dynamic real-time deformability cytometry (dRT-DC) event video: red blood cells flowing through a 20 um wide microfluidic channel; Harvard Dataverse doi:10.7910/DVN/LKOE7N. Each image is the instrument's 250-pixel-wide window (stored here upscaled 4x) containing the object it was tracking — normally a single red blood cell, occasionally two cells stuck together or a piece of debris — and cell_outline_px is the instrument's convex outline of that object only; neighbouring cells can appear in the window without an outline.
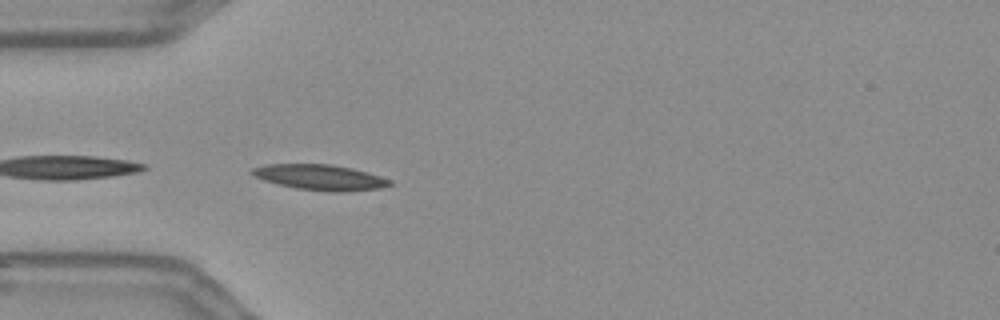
{"species": "Egyptian fruit bat (a non-hibernating species)", "species_latin": "Rousettus aegyptiacus", "temperature_condition": "warm", "stored_images_in_passage": 14, "camera_frame_rate_fps": 3000, "um_per_image_px": 0.085, "frame": {"image": 1, "passage_image": 1, "time_ms": 0.0, "image_size_px": [1000, 320], "cell_outline_px": [[396, 184], [380, 188], [344, 192], [328, 192], [296, 188], [264, 180], [248, 172], [252, 168], [268, 164], [332, 164], [352, 168], [368, 172], [392, 180]], "centroid_in_image_um": [27.27, 15.07], "position_along_channel_um": 57.7, "area_um2": 20.58}}
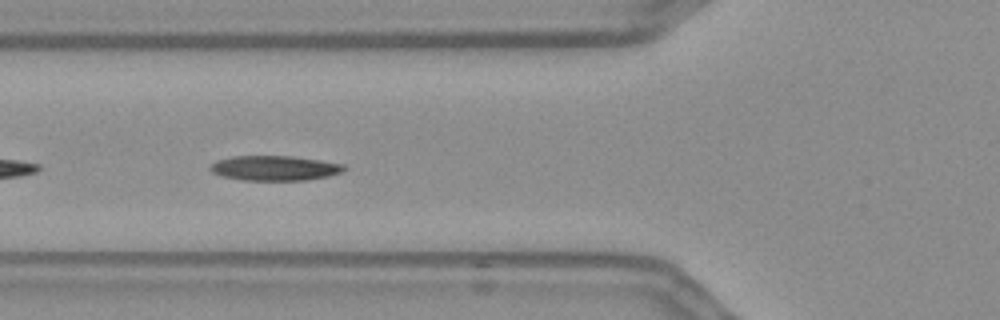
{"frame": {"image": 2, "passage_image": 5, "time_ms": 1.333, "image_size_px": [1000, 320], "cell_outline_px": [[348, 168], [340, 172], [328, 176], [304, 180], [244, 180], [220, 176], [212, 172], [208, 168], [216, 160], [232, 156], [292, 156], [320, 160], [344, 164]], "centroid_in_image_um": [23.32, 14.28], "position_along_channel_um": 102.5, "area_um2": 19.42}}
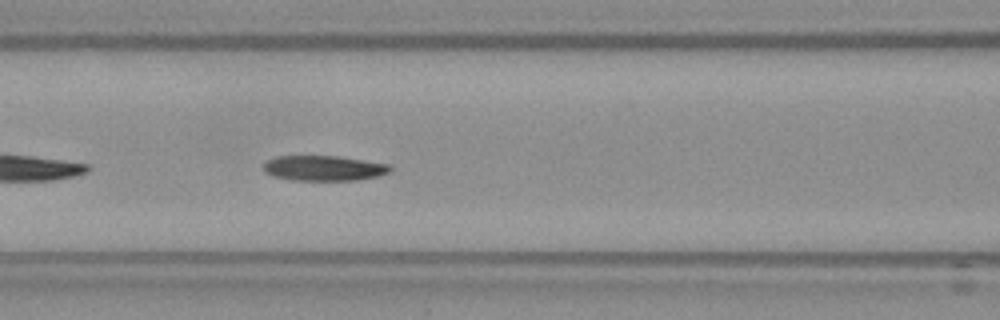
{"frame": {"image": 3, "passage_image": 8, "time_ms": 2.333, "image_size_px": [1000, 320], "cell_outline_px": [[392, 168], [388, 172], [380, 176], [356, 180], [292, 180], [272, 176], [264, 172], [264, 164], [268, 160], [276, 156], [340, 156], [388, 164]], "centroid_in_image_um": [27.52, 14.29], "position_along_channel_um": 139.1, "area_um2": 18.61}}